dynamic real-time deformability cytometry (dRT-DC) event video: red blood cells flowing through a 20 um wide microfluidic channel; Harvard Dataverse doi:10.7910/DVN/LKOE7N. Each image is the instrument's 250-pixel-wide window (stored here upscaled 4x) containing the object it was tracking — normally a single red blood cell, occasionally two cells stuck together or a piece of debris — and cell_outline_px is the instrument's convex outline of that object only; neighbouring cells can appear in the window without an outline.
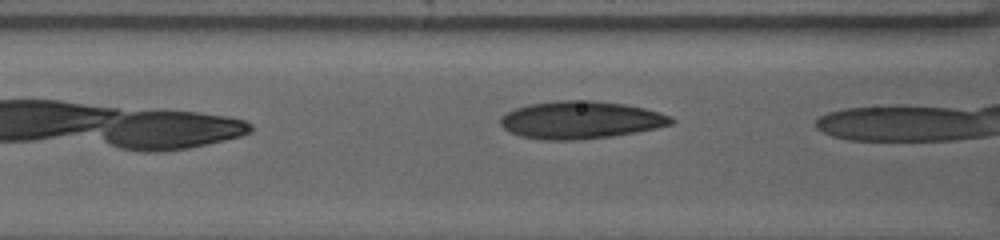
{"species": "human", "species_latin": "Homo sapiens", "temperature_condition": "warm", "stored_images_in_passage": 13, "camera_frame_rate_fps": 3000, "um_per_image_px": 0.085, "donor": {"sex": "female"}, "frame": {"image": 1, "passage_image": 10, "time_ms": 3.0, "image_size_px": [1000, 240], "cell_outline_px": [[676, 120], [672, 124], [656, 128], [636, 132], [612, 136], [580, 140], [544, 140], [520, 136], [504, 128], [500, 124], [500, 116], [516, 108], [528, 104], [556, 100], [592, 100], [624, 104], [644, 108], [660, 112], [672, 116]], "centroid_in_image_um": [49.37, 10.19], "position_along_channel_um": 117.2, "area_um2": 37.57}}